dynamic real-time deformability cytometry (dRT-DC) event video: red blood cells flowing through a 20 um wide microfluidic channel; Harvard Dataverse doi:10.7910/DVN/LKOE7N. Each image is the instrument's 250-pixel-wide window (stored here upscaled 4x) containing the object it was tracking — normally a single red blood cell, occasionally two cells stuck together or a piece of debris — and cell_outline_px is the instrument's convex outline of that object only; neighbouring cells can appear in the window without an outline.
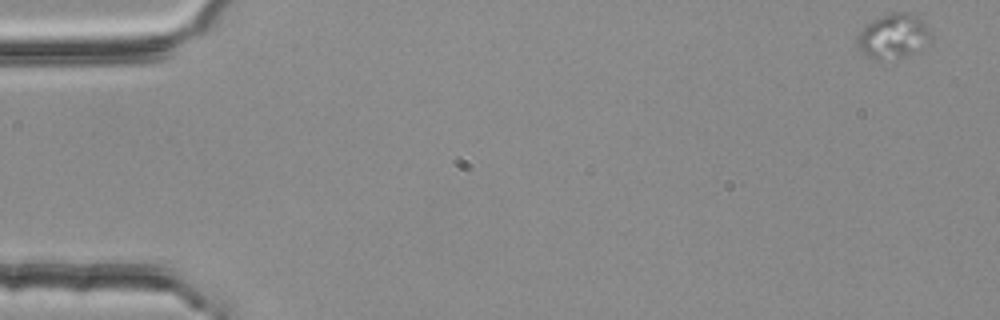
{"species": "common noctule bat (a hibernating species)", "species_latin": "Nyctalus noctula", "temperature_condition": "room temperature", "stored_images_in_passage": 22, "camera_frame_rate_fps": 3000, "um_per_image_px": 0.085, "animal": {"sex": "female", "body_mass_g": 25.1}, "frame": {"image": 1, "passage_image": 1, "time_ms": 0.0, "image_size_px": [1000, 320], "cell_outline_px": [[932, 36], [920, 52], [904, 56], [868, 56], [860, 48], [856, 40], [856, 36], [872, 20], [880, 16], [892, 12], [908, 12], [924, 20]], "centroid_in_image_um": [76.0, 3.01], "position_along_channel_um": 9.0, "area_um2": 18.55}}
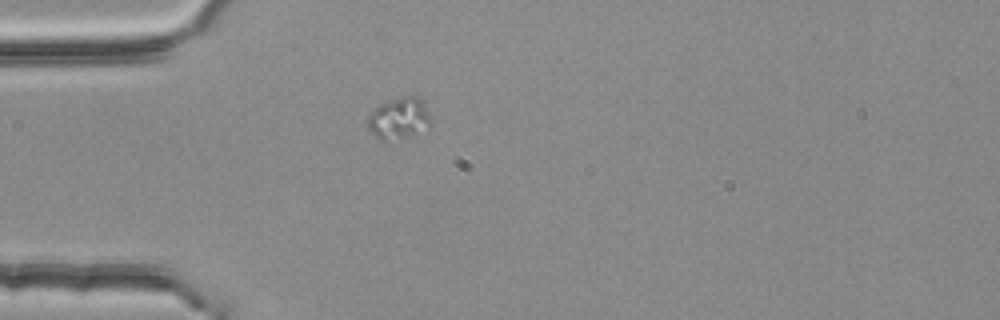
{"frame": {"image": 2, "passage_image": 15, "time_ms": 4.667, "image_size_px": [1000, 320], "cell_outline_px": [[432, 124], [416, 136], [384, 140], [376, 136], [368, 128], [368, 116], [380, 104], [404, 96], [416, 96], [424, 104], [432, 120]], "centroid_in_image_um": [33.96, 10.08], "position_along_channel_um": 51.0, "area_um2": 15.09}}